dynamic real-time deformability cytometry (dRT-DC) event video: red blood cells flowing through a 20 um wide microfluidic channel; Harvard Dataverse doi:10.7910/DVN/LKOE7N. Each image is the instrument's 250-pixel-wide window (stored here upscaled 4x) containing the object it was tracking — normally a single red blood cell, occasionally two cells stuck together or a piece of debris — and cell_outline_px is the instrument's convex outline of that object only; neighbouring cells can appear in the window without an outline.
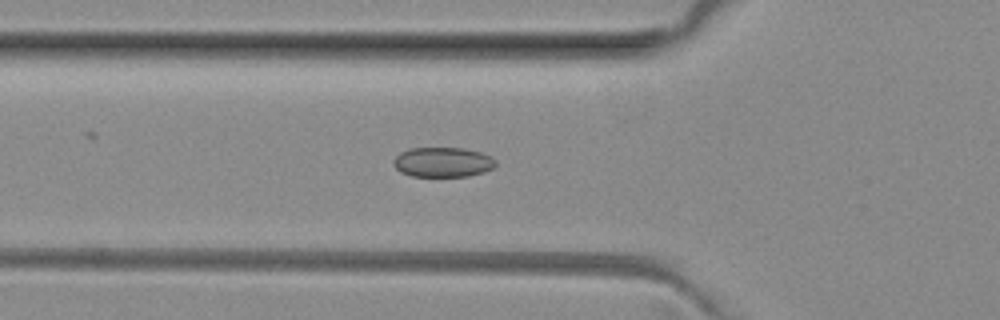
{"species": "common noctule bat (a hibernating species)", "species_latin": "Nyctalus noctula", "temperature_condition": "room temperature", "stored_images_in_passage": 35, "camera_frame_rate_fps": 3000, "um_per_image_px": 0.085, "animal": {"sex": "female", "body_mass_g": 29.2, "forearm_length_mm": 56.3}, "frame": {"image": 1, "passage_image": 2, "time_ms": 0.333, "image_size_px": [1000, 320], "cell_outline_px": [[496, 164], [492, 168], [484, 172], [468, 176], [412, 176], [400, 172], [392, 164], [392, 160], [400, 152], [408, 148], [464, 148], [480, 152], [492, 156], [496, 160]], "centroid_in_image_um": [37.62, 13.78], "position_along_channel_um": 88.2, "area_um2": 17.92}}
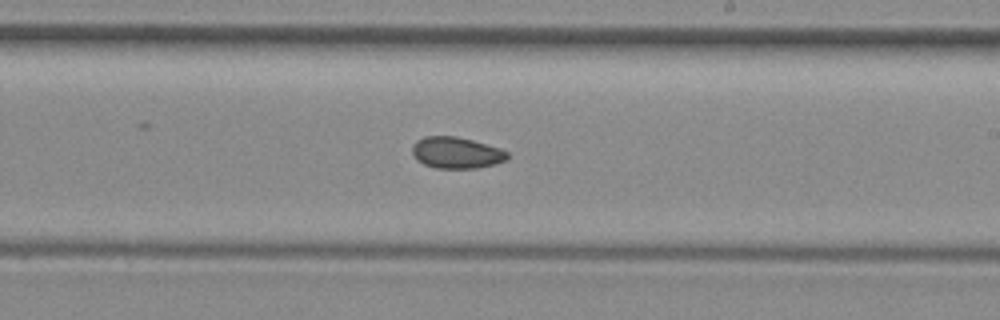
{"frame": {"image": 2, "passage_image": 14, "time_ms": 4.333, "image_size_px": [1000, 320], "cell_outline_px": [[508, 160], [476, 168], [436, 168], [424, 164], [416, 160], [412, 152], [412, 144], [416, 140], [424, 136], [456, 136], [472, 140], [500, 148], [508, 152]], "centroid_in_image_um": [38.76, 12.97], "position_along_channel_um": 250.2, "area_um2": 17.46}}
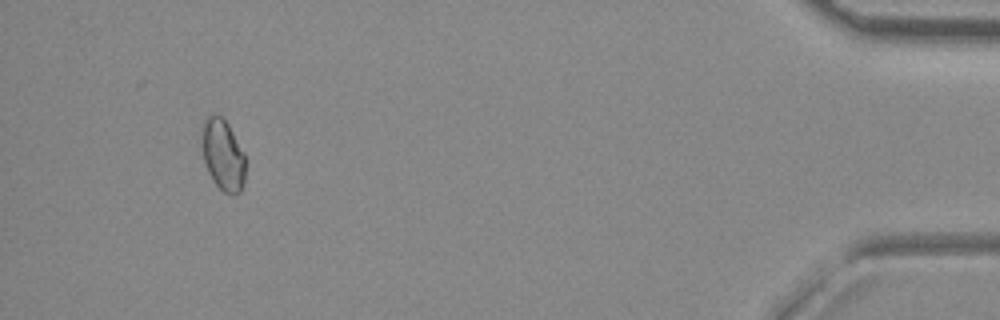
{"frame": {"image": 3, "passage_image": 32, "time_ms": 10.333, "image_size_px": [1000, 320], "cell_outline_px": [[244, 184], [240, 192], [224, 192], [216, 184], [208, 172], [204, 160], [200, 136], [200, 124], [208, 116], [220, 116], [228, 124], [244, 152]], "centroid_in_image_um": [18.91, 13.12], "position_along_channel_um": 416.3, "area_um2": 17.98}}